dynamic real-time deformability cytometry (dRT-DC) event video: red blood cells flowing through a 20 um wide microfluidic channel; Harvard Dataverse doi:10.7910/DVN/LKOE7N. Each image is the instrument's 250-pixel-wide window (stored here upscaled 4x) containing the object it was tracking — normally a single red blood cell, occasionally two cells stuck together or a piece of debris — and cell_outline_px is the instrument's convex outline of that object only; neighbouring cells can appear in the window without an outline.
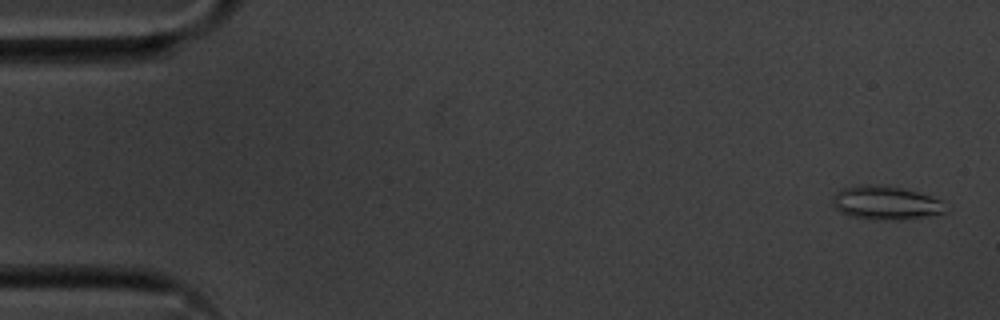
{"species": "common noctule bat (a hibernating species)", "species_latin": "Nyctalus noctula", "temperature_condition": "cold", "stored_images_in_passage": 55, "camera_frame_rate_fps": 3000, "um_per_image_px": 0.085, "animal": {"sex": "male", "body_mass_g": 20.1, "forearm_length_mm": 53.5}, "frame": {"image": 1, "passage_image": 2, "time_ms": 0.333, "image_size_px": [1000, 320], "cell_outline_px": [[948, 212], [900, 220], [892, 220], [852, 216], [840, 212], [832, 204], [832, 196], [836, 192], [844, 188], [860, 184], [888, 184], [920, 192], [940, 200]], "centroid_in_image_um": [75.27, 17.2], "position_along_channel_um": 9.7, "area_um2": 22.2}}
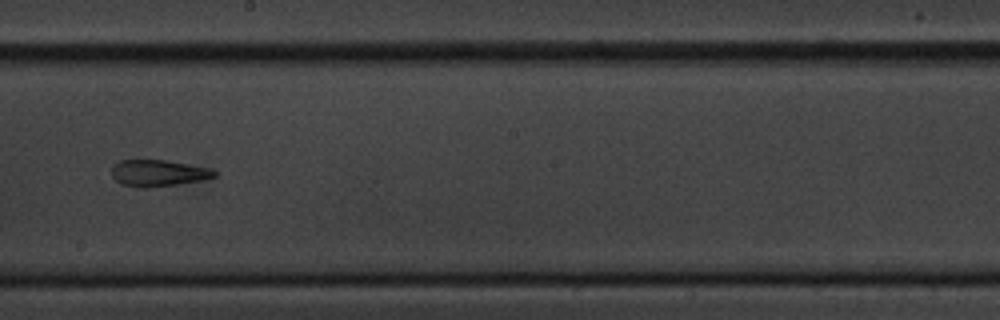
{"frame": {"image": 2, "passage_image": 31, "time_ms": 10.0, "image_size_px": [1000, 320], "cell_outline_px": [[216, 176], [208, 180], [144, 188], [120, 184], [112, 176], [112, 164], [120, 160], [164, 160], [208, 168], [216, 172]], "centroid_in_image_um": [13.43, 14.72], "position_along_channel_um": 234.8, "area_um2": 15.84}}
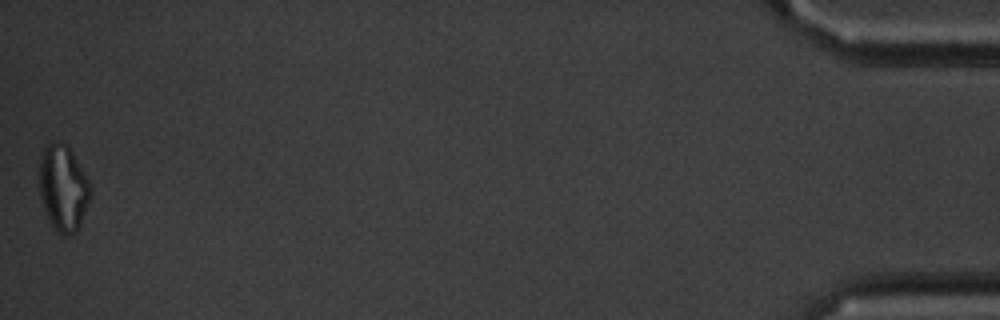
{"frame": {"image": 3, "passage_image": 55, "time_ms": 18.0, "image_size_px": [1000, 320], "cell_outline_px": [[92, 196], [80, 224], [76, 232], [72, 236], [60, 236], [52, 228], [48, 220], [40, 196], [40, 160], [44, 148], [52, 140], [60, 140], [68, 144], [92, 184]], "centroid_in_image_um": [5.4, 15.99], "position_along_channel_um": 429.8, "area_um2": 26.41}, "authors_computed_cell_mechanics": {"area_um2": 19.0162, "velocity_mm_per_s": 3.6206, "shape_relaxation_time_tau1_ms": null, "shape_relaxation_time_tau2_ms": 2.8802, "deformation_change_tau1": null, "deformation_change_tau2": 0.1364}}